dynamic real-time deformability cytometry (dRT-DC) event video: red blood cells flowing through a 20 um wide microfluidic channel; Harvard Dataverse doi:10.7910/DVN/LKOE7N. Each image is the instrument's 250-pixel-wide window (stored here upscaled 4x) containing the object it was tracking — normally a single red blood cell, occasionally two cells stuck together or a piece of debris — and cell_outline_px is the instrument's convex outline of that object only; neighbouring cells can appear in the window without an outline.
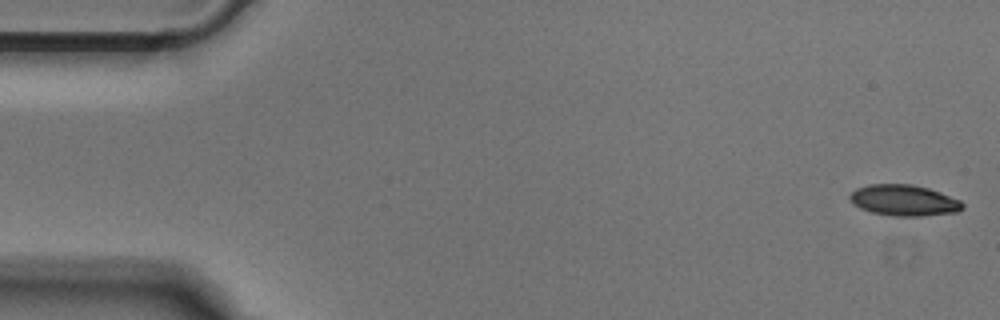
{"species": "Egyptian fruit bat (a non-hibernating species)", "species_latin": "Rousettus aegyptiacus", "temperature_condition": "cold", "stored_images_in_passage": 51, "camera_frame_rate_fps": 3000, "um_per_image_px": 0.085, "animal": {"sex": "male"}, "frame": {"image": 1, "passage_image": 1, "time_ms": 0.0, "image_size_px": [1000, 320], "cell_outline_px": [[964, 208], [956, 212], [920, 216], [892, 216], [872, 212], [860, 208], [852, 204], [848, 200], [848, 196], [856, 188], [868, 184], [912, 184], [928, 188], [940, 192], [960, 200], [964, 204]], "centroid_in_image_um": [76.8, 17.02], "position_along_channel_um": 8.2, "area_um2": 20.52}}
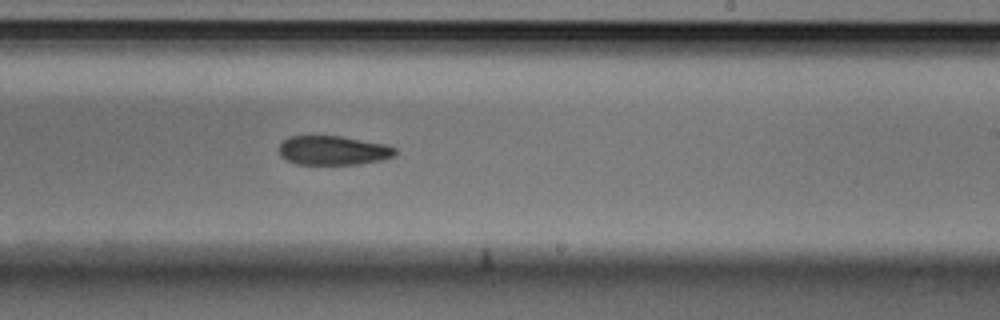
{"frame": {"image": 2, "passage_image": 30, "time_ms": 9.667, "image_size_px": [1000, 320], "cell_outline_px": [[396, 152], [392, 156], [380, 160], [360, 164], [296, 164], [280, 156], [280, 144], [288, 136], [340, 136], [384, 144], [396, 148]], "centroid_in_image_um": [28.3, 12.78], "position_along_channel_um": 260.7, "area_um2": 19.54}}
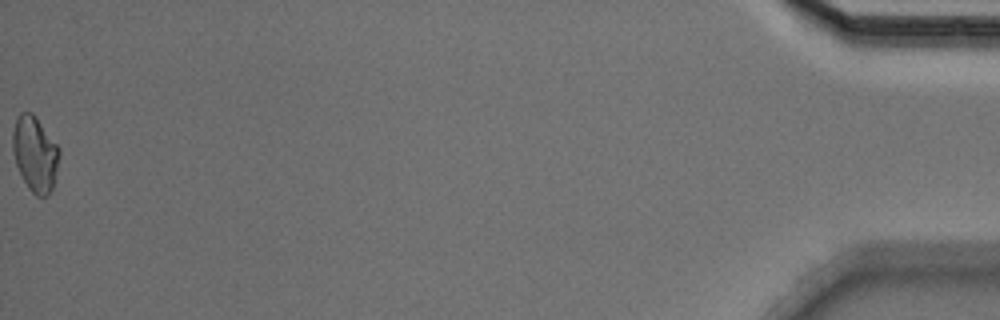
{"frame": {"image": 3, "passage_image": 51, "time_ms": 16.667, "image_size_px": [1000, 320], "cell_outline_px": [[60, 152], [52, 188], [44, 196], [36, 196], [28, 188], [16, 164], [12, 148], [12, 132], [16, 116], [20, 112], [32, 112], [36, 116], [60, 148]], "centroid_in_image_um": [2.96, 13.02], "position_along_channel_um": 432.2, "area_um2": 20.35}}